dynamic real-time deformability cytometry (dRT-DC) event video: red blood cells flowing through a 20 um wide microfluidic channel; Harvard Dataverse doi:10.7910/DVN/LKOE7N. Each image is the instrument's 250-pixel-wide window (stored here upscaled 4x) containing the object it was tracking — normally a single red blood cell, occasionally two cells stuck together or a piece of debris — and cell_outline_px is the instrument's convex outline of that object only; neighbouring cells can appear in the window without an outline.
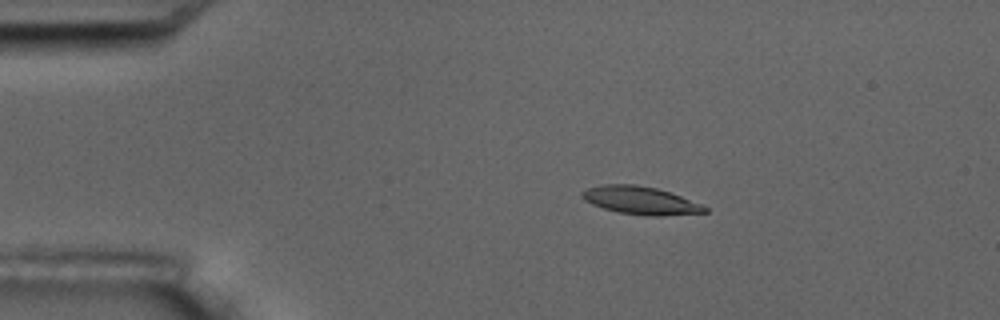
{"species": "common noctule bat (a hibernating species)", "species_latin": "Nyctalus noctula", "temperature_condition": "room temperature", "stored_images_in_passage": 4, "camera_frame_rate_fps": 3000, "um_per_image_px": 0.085, "animal": {"sex": "male", "body_mass_g": 17.5, "forearm_length_mm": 52.3}, "frame": {"image": 1, "passage_image": 2, "time_ms": 1.333, "image_size_px": [1000, 320], "cell_outline_px": [[708, 212], [660, 216], [644, 216], [620, 212], [604, 208], [592, 204], [584, 200], [580, 196], [580, 192], [588, 188], [600, 184], [636, 184], [656, 188], [704, 204], [708, 208]], "centroid_in_image_um": [54.44, 17.03], "position_along_channel_um": 30.6, "area_um2": 20.06}}